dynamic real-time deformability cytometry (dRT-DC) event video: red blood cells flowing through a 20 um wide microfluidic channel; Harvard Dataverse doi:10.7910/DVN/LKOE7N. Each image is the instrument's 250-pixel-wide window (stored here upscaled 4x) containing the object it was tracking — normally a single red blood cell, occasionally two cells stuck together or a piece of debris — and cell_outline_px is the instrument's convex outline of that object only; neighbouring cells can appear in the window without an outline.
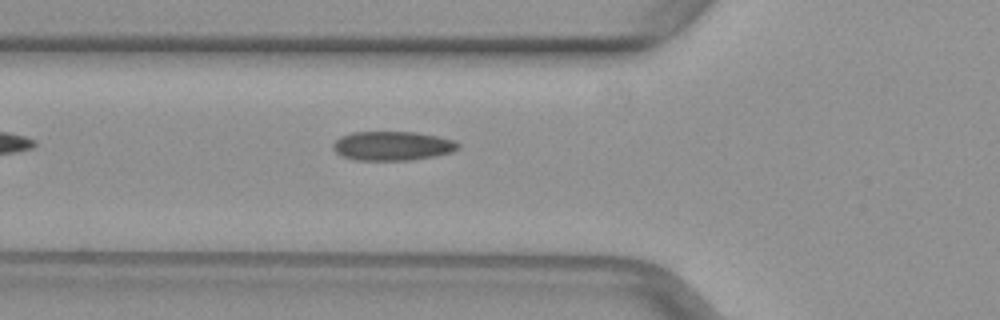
{"species": "common noctule bat (a hibernating species)", "species_latin": "Nyctalus noctula", "temperature_condition": "warm", "stored_images_in_passage": 34, "camera_frame_rate_fps": 3000, "um_per_image_px": 0.085, "animal": {"sex": "female", "body_mass_g": 29.2, "forearm_length_mm": 56.3}, "frame": {"image": 1, "passage_image": 2, "time_ms": 0.333, "image_size_px": [1000, 320], "cell_outline_px": [[460, 148], [452, 152], [436, 156], [408, 160], [356, 160], [340, 156], [332, 148], [332, 144], [340, 136], [352, 132], [416, 132], [456, 140], [460, 144]], "centroid_in_image_um": [33.36, 12.4], "position_along_channel_um": 92.4, "area_um2": 21.44}}
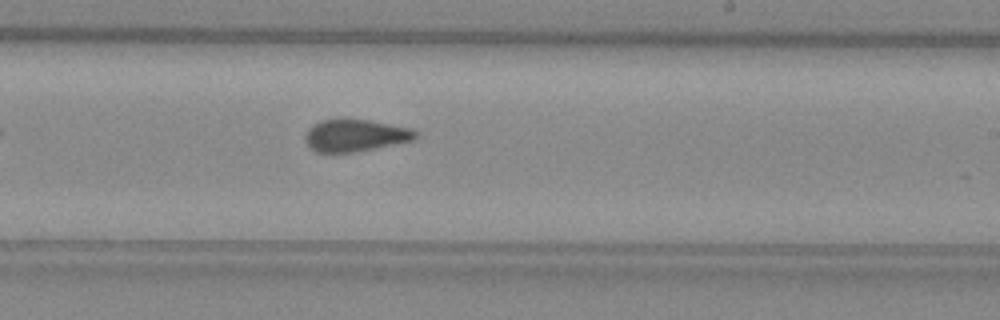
{"frame": {"image": 2, "passage_image": 14, "time_ms": 4.333, "image_size_px": [1000, 320], "cell_outline_px": [[416, 136], [412, 140], [352, 152], [316, 152], [304, 140], [304, 136], [308, 128], [312, 124], [320, 120], [344, 116], [368, 120], [408, 128], [416, 132]], "centroid_in_image_um": [30.08, 11.46], "position_along_channel_um": 258.9, "area_um2": 20.69}}
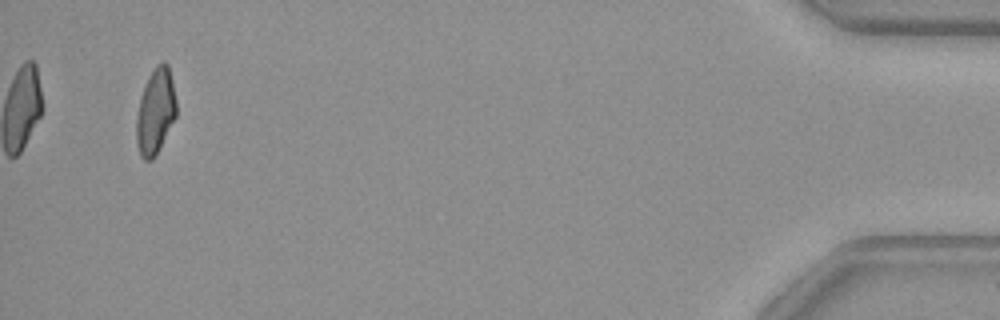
{"frame": {"image": 3, "passage_image": 32, "time_ms": 10.333, "image_size_px": [1000, 320], "cell_outline_px": [[176, 116], [156, 156], [152, 160], [144, 160], [140, 156], [136, 144], [136, 116], [140, 100], [148, 76], [156, 64], [164, 60], [168, 64], [172, 80], [176, 100]], "centroid_in_image_um": [13.21, 9.48], "position_along_channel_um": 422.0, "area_um2": 20.06}}